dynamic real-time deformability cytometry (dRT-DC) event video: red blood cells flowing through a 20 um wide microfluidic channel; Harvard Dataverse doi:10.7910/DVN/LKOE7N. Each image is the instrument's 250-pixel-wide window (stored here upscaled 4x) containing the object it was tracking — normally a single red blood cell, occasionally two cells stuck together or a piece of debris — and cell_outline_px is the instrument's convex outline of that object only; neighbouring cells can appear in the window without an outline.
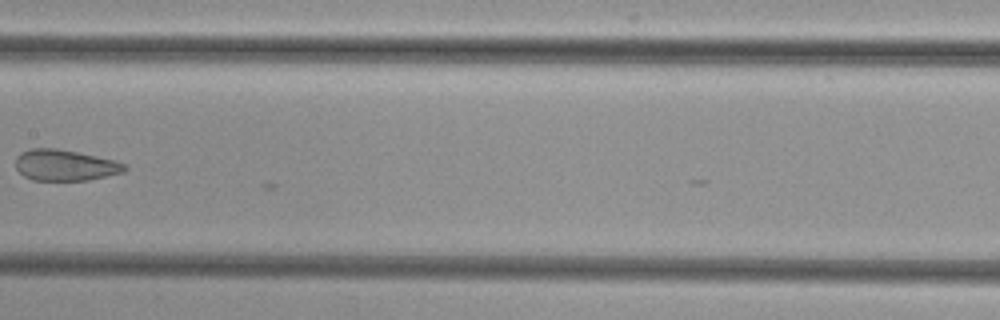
{"species": "common noctule bat (a hibernating species)", "species_latin": "Nyctalus noctula", "temperature_condition": "cold", "stored_images_in_passage": 8, "camera_frame_rate_fps": 3000, "um_per_image_px": 0.085, "animal": {"sex": "female", "body_mass_g": 29.2, "forearm_length_mm": 56.3}, "frame": {"image": 1, "passage_image": 8, "time_ms": 2.333, "image_size_px": [1000, 320], "cell_outline_px": [[128, 168], [124, 172], [88, 180], [32, 180], [24, 176], [16, 168], [16, 156], [20, 152], [32, 148], [56, 148], [96, 156], [112, 160], [124, 164]], "centroid_in_image_um": [5.49, 14.04], "position_along_channel_um": 201.9, "area_um2": 19.59}}